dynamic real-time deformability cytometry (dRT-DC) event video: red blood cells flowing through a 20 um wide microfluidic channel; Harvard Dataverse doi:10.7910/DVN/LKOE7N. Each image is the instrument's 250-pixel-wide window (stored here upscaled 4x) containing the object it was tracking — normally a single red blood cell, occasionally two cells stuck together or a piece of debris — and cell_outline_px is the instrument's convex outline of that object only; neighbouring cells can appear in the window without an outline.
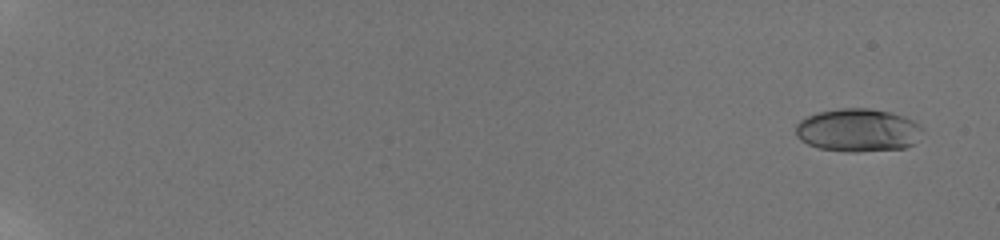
{"species": "human", "species_latin": "Homo sapiens", "temperature_condition": "room temperature", "stored_images_in_passage": 26, "camera_frame_rate_fps": 3000, "um_per_image_px": 0.085, "donor": {"sex": "male"}, "frame": {"image": 1, "passage_image": 3, "time_ms": 1.0, "image_size_px": [1000, 240], "cell_outline_px": [[924, 132], [912, 144], [904, 148], [856, 152], [848, 152], [820, 148], [808, 144], [800, 140], [796, 136], [796, 124], [800, 120], [816, 112], [840, 108], [868, 108], [892, 112], [904, 116], [920, 124], [924, 128]], "centroid_in_image_um": [72.94, 11.06], "position_along_channel_um": 12.1, "area_um2": 32.08}}
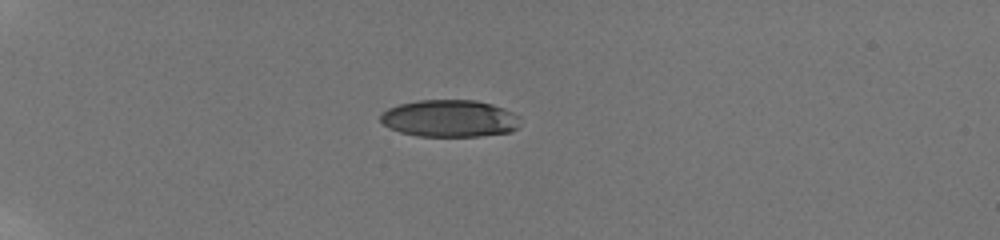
{"frame": {"image": 2, "passage_image": 18, "time_ms": 6.333, "image_size_px": [1000, 240], "cell_outline_px": [[520, 124], [512, 132], [480, 136], [416, 136], [400, 132], [388, 128], [380, 120], [380, 112], [388, 108], [400, 104], [420, 100], [476, 100], [492, 104], [504, 108], [520, 116]], "centroid_in_image_um": [38.22, 10.07], "position_along_channel_um": 46.8, "area_um2": 30.52}}
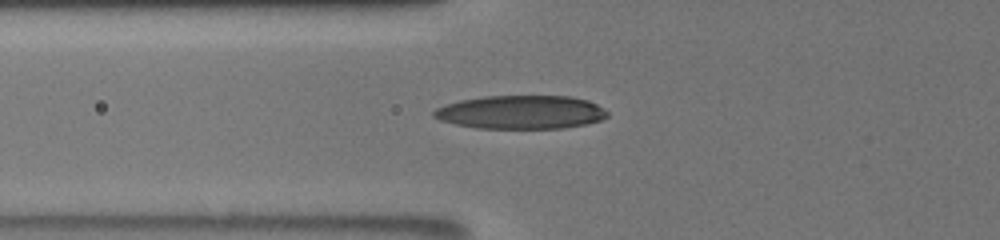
{"frame": {"image": 3, "passage_image": 26, "time_ms": 8.667, "image_size_px": [1000, 240], "cell_outline_px": [[608, 116], [600, 120], [584, 124], [564, 128], [476, 128], [456, 124], [440, 120], [432, 116], [432, 112], [436, 108], [444, 104], [460, 100], [484, 96], [572, 96], [588, 100], [604, 108], [608, 112]], "centroid_in_image_um": [44.27, 9.53], "position_along_channel_um": 81.5, "area_um2": 33.99}}